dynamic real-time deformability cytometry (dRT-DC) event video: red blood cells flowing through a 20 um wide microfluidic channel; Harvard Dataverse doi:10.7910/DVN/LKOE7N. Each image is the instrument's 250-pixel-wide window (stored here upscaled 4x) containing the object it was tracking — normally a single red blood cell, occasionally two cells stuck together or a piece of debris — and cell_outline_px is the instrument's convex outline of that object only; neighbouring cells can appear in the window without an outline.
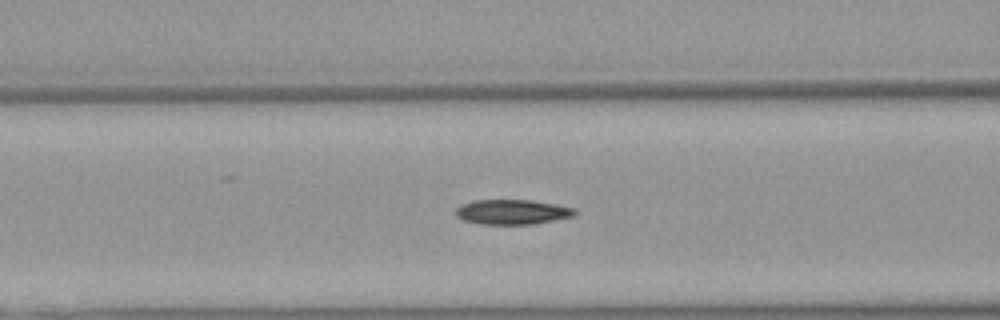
{"species": "Egyptian fruit bat (a non-hibernating species)", "species_latin": "Rousettus aegyptiacus", "temperature_condition": "warm", "stored_images_in_passage": 37, "camera_frame_rate_fps": 3000, "um_per_image_px": 0.085, "animal": {"sex": "female"}, "frame": {"image": 1, "passage_image": 6, "time_ms": 1.667, "image_size_px": [1000, 320], "cell_outline_px": [[576, 212], [572, 216], [532, 224], [480, 224], [464, 220], [456, 216], [456, 208], [460, 204], [472, 200], [532, 200], [556, 204], [576, 208]], "centroid_in_image_um": [43.5, 18.0], "position_along_channel_um": 123.1, "area_um2": 17.22}}
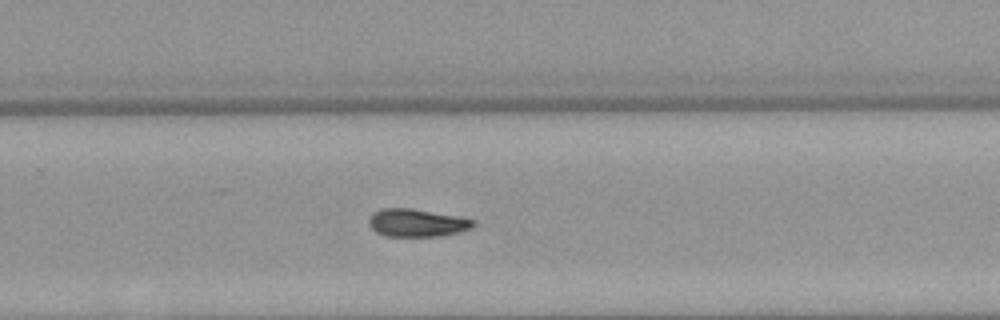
{"frame": {"image": 2, "passage_image": 19, "time_ms": 6.0, "image_size_px": [1000, 320], "cell_outline_px": [[476, 224], [472, 228], [440, 236], [384, 236], [376, 232], [368, 224], [368, 216], [372, 212], [380, 208], [412, 208], [456, 216], [476, 220]], "centroid_in_image_um": [35.38, 18.93], "position_along_channel_um": 294.4, "area_um2": 17.05}}
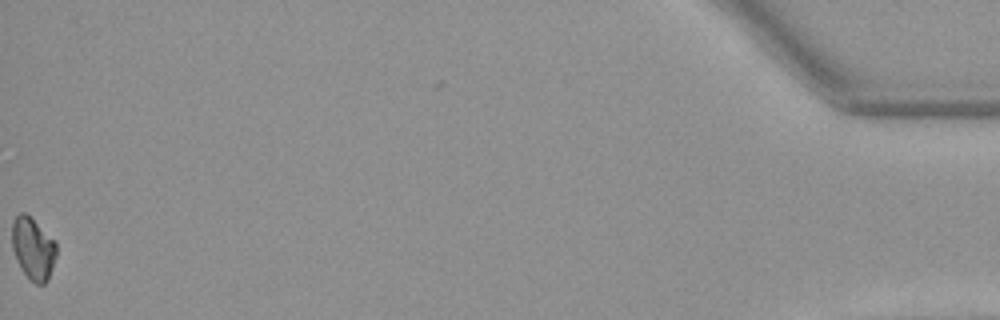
{"frame": {"image": 3, "passage_image": 37, "time_ms": 12.0, "image_size_px": [1000, 320], "cell_outline_px": [[56, 256], [48, 280], [44, 284], [36, 284], [24, 272], [16, 260], [12, 248], [12, 220], [20, 212], [24, 212], [56, 244]], "centroid_in_image_um": [2.78, 21.15], "position_along_channel_um": 432.4, "area_um2": 15.55}, "authors_computed_cell_mechanics": {"area_um2": 17.051, "velocity_mm_per_s": 3.9738, "shape_relaxation_time_tau1_ms": 5.2337, "shape_relaxation_time_tau2_ms": null, "deformation_change_tau1": 0.1368, "deformation_change_tau2": null}}